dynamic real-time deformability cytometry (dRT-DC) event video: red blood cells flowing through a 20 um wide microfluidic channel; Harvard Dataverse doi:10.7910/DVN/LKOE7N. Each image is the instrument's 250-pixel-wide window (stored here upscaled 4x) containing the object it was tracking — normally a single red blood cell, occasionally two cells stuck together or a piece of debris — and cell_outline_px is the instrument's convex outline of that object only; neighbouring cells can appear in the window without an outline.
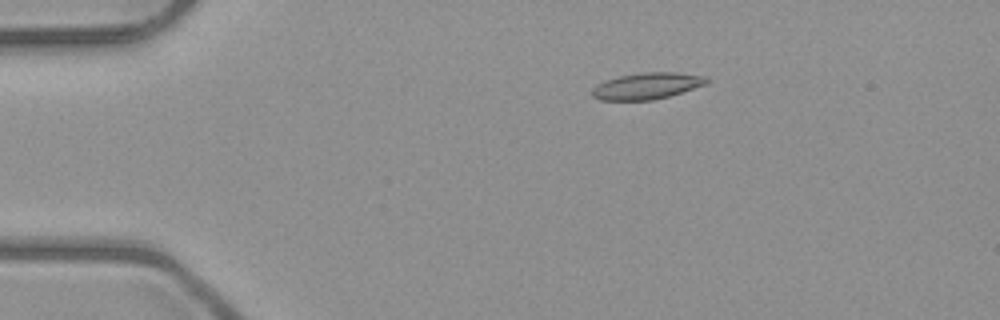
{"species": "common noctule bat (a hibernating species)", "species_latin": "Nyctalus noctula", "temperature_condition": "room temperature", "stored_images_in_passage": 5, "camera_frame_rate_fps": 3000, "um_per_image_px": 0.085, "animal": {"sex": "male", "body_mass_g": 23.1, "forearm_length_mm": 52.7}, "frame": {"image": 1, "passage_image": 3, "time_ms": 2.0, "image_size_px": [1000, 320], "cell_outline_px": [[708, 84], [668, 96], [652, 100], [600, 100], [592, 96], [592, 88], [596, 84], [620, 76], [644, 72], [676, 72], [708, 76]], "centroid_in_image_um": [55.02, 7.3], "position_along_channel_um": 30.0, "area_um2": 17.63}}
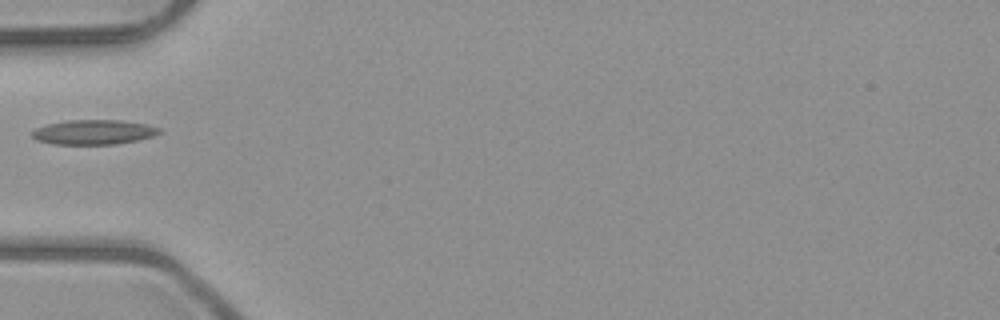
{"frame": {"image": 2, "passage_image": 5, "time_ms": 4.667, "image_size_px": [1000, 320], "cell_outline_px": [[160, 132], [152, 136], [136, 140], [116, 144], [52, 144], [36, 140], [32, 136], [32, 132], [36, 128], [48, 124], [68, 120], [120, 120], [148, 124], [160, 128]], "centroid_in_image_um": [7.95, 11.23], "position_along_channel_um": 77.0, "area_um2": 18.21}}